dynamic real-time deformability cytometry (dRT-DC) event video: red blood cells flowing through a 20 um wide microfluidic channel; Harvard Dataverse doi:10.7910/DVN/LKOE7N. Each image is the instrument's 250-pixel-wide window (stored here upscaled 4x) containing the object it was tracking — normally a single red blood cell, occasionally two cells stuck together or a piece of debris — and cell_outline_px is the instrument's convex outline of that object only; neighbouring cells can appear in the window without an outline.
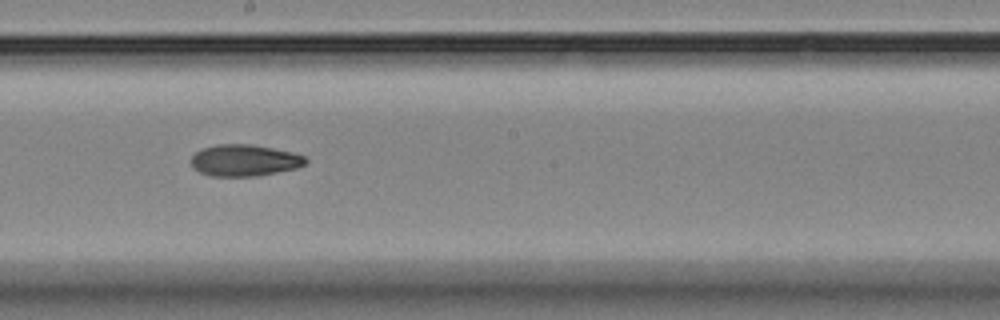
{"species": "Egyptian fruit bat (a non-hibernating species)", "species_latin": "Rousettus aegyptiacus", "temperature_condition": "room temperature", "stored_images_in_passage": 14, "segment_of_instrument_passage": [1, 2], "camera_frame_rate_fps": 3000, "um_per_image_px": 0.085, "animal": {"sex": "female"}, "frame": {"image": 1, "passage_image": 7, "time_ms": 8.333, "image_size_px": [1000, 320], "cell_outline_px": [[308, 160], [304, 164], [296, 168], [260, 176], [212, 176], [200, 172], [192, 168], [192, 156], [200, 148], [216, 144], [252, 144], [292, 152], [304, 156]], "centroid_in_image_um": [20.76, 13.63], "position_along_channel_um": 227.4, "area_um2": 21.15}}
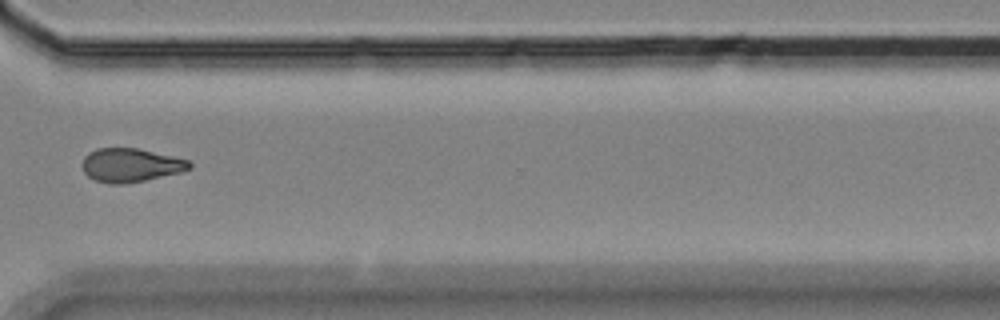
{"frame": {"image": 2, "passage_image": 10, "time_ms": 12.0, "image_size_px": [1000, 320], "cell_outline_px": [[192, 168], [180, 172], [144, 180], [124, 184], [108, 184], [96, 180], [88, 176], [84, 172], [84, 156], [88, 152], [96, 148], [136, 148], [172, 156], [188, 160], [192, 164]], "centroid_in_image_um": [11.1, 14.03], "position_along_channel_um": 359.5, "area_um2": 20.81}}
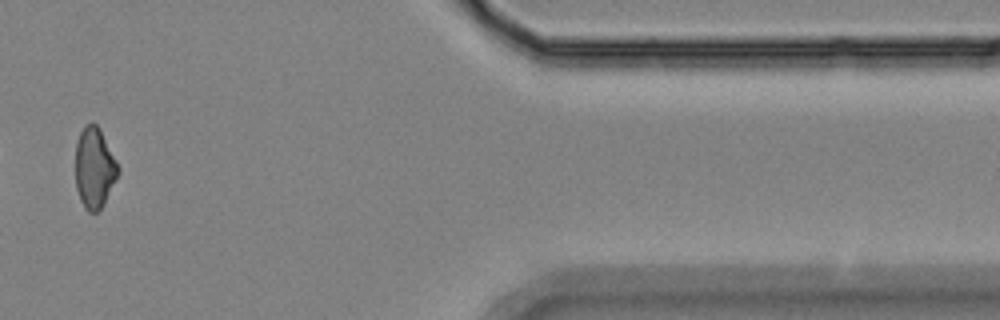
{"frame": {"image": 3, "passage_image": 12, "time_ms": 14.333, "image_size_px": [1000, 320], "cell_outline_px": [[120, 172], [104, 204], [96, 212], [88, 212], [84, 208], [80, 200], [76, 188], [76, 140], [80, 132], [88, 124], [96, 124], [100, 128], [120, 168]], "centroid_in_image_um": [8.03, 14.29], "position_along_channel_um": 403.4, "area_um2": 20.06}}